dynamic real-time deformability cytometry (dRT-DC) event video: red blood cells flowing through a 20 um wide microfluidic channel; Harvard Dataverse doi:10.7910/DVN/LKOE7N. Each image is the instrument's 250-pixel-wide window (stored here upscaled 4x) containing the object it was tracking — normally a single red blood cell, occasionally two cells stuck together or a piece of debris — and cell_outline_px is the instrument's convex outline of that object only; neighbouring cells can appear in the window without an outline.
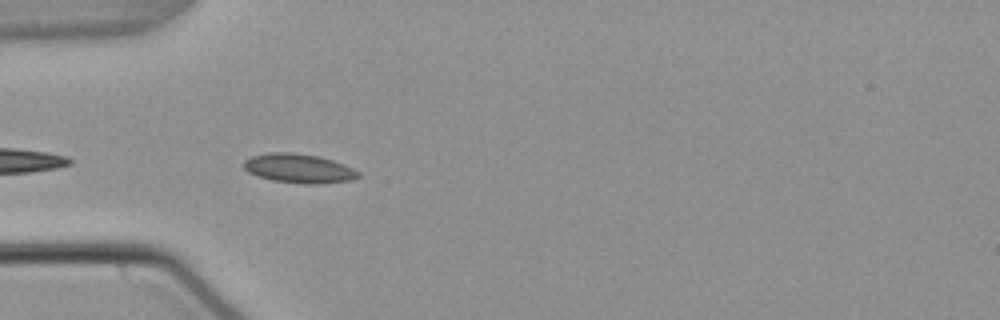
{"species": "common noctule bat (a hibernating species)", "species_latin": "Nyctalus noctula", "temperature_condition": "warm", "stored_images_in_passage": 8, "camera_frame_rate_fps": 3000, "um_per_image_px": 0.085, "animal": {"sex": "male", "body_mass_g": 21.5, "forearm_length_mm": 52.0}, "frame": {"image": 1, "passage_image": 2, "time_ms": 0.333, "image_size_px": [1000, 320], "cell_outline_px": [[360, 176], [352, 180], [320, 184], [304, 184], [272, 180], [256, 176], [248, 172], [244, 168], [244, 160], [252, 156], [268, 152], [292, 152], [320, 156], [344, 164], [360, 172]], "centroid_in_image_um": [25.4, 14.31], "position_along_channel_um": 59.6, "area_um2": 19.65}}